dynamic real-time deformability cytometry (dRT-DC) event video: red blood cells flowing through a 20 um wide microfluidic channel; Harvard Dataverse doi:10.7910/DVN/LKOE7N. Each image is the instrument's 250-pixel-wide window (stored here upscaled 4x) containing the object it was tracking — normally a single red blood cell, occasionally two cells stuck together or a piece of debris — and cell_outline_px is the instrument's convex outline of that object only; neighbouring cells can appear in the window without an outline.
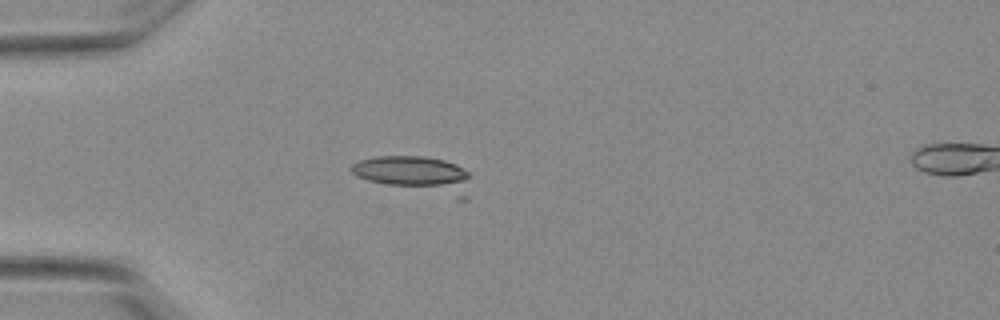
{"species": "Egyptian fruit bat (a non-hibernating species)", "species_latin": "Rousettus aegyptiacus", "temperature_condition": "warm", "stored_images_in_passage": 2, "camera_frame_rate_fps": 3000, "um_per_image_px": 0.085, "animal": {"sex": "female"}, "frame": {"image": 1, "passage_image": 1, "time_ms": 0.0, "image_size_px": [1000, 320], "cell_outline_px": [[468, 176], [464, 180], [456, 184], [388, 184], [368, 180], [356, 176], [352, 172], [352, 164], [360, 160], [376, 156], [424, 156], [444, 160], [456, 164], [464, 168], [468, 172]], "centroid_in_image_um": [34.78, 14.49], "position_along_channel_um": 50.2, "area_um2": 19.71}}